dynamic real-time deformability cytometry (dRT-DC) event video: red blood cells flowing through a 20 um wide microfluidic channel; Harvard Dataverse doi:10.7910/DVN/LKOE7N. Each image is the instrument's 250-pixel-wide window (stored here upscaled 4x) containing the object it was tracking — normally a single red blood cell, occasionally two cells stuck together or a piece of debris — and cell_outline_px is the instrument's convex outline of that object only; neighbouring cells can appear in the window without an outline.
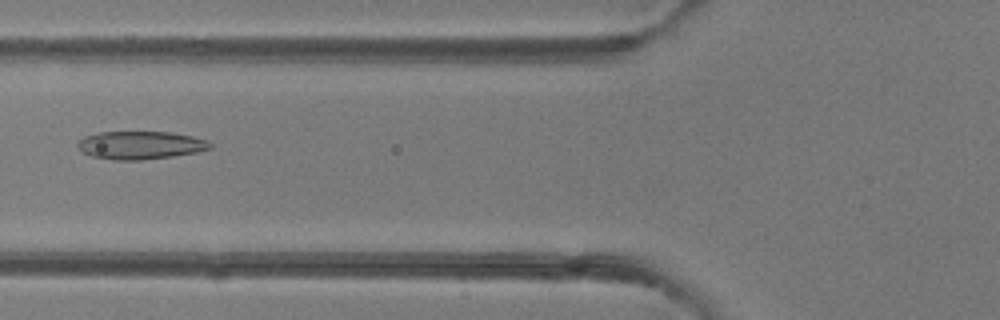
{"species": "common noctule bat (a hibernating species)", "species_latin": "Nyctalus noctula", "temperature_condition": "room temperature", "stored_images_in_passage": 48, "camera_frame_rate_fps": 3000, "um_per_image_px": 0.085, "animal": {"sex": "female"}, "frame": {"image": 1, "passage_image": 19, "time_ms": 6.0, "image_size_px": [1000, 320], "cell_outline_px": [[212, 148], [196, 152], [172, 156], [140, 160], [112, 160], [92, 156], [84, 152], [76, 144], [84, 136], [100, 132], [172, 132], [192, 136], [208, 140], [212, 144]], "centroid_in_image_um": [11.96, 12.33], "position_along_channel_um": 113.8, "area_um2": 21.56}}
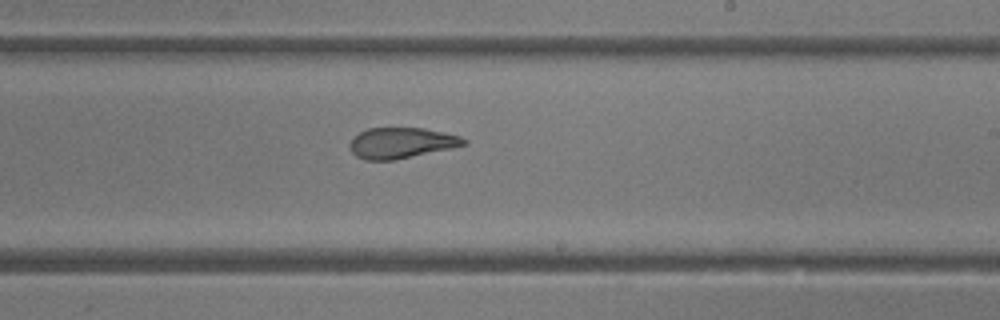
{"frame": {"image": 2, "passage_image": 29, "time_ms": 9.333, "image_size_px": [1000, 320], "cell_outline_px": [[468, 144], [452, 148], [392, 160], [364, 160], [356, 156], [352, 152], [348, 144], [352, 136], [368, 128], [424, 128], [444, 132], [460, 136], [468, 140]], "centroid_in_image_um": [34.1, 12.14], "position_along_channel_um": 254.9, "area_um2": 20.52}}
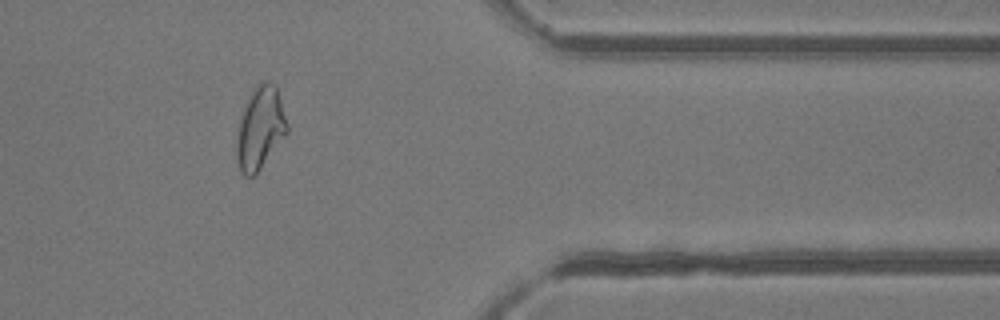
{"frame": {"image": 3, "passage_image": 40, "time_ms": 13.0, "image_size_px": [1000, 320], "cell_outline_px": [[288, 132], [256, 176], [244, 176], [240, 172], [236, 160], [236, 144], [240, 120], [248, 96], [256, 84], [260, 80], [268, 80], [276, 84], [288, 124]], "centroid_in_image_um": [22.12, 10.89], "position_along_channel_um": 389.3, "area_um2": 24.68}, "authors_computed_cell_mechanics": {"area_um2": 24.6228, "velocity_mm_per_s": 4.2272, "shape_relaxation_time_tau1_ms": 8.551, "shape_relaxation_time_tau2_ms": 1.2978, "deformation_change_tau1": 0.232, "deformation_change_tau2": 0.0838}}